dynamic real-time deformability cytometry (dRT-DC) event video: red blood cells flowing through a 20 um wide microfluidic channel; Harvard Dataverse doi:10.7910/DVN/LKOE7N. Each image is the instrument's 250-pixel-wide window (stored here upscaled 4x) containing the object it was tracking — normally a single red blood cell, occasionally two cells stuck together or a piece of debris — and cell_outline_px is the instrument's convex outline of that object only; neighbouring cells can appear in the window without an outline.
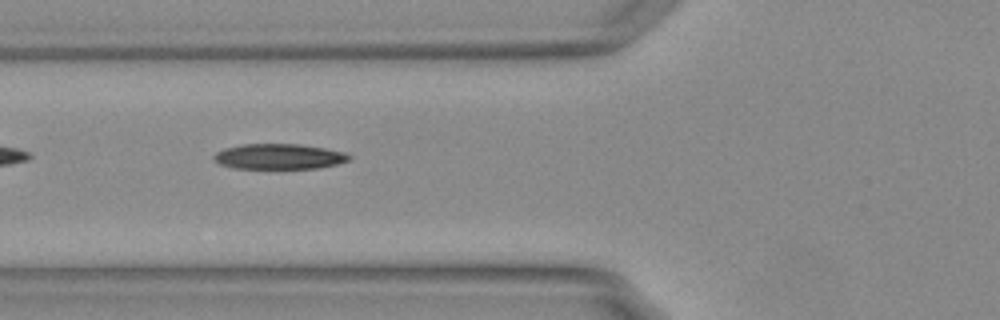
{"species": "Egyptian fruit bat (a non-hibernating species)", "species_latin": "Rousettus aegyptiacus", "temperature_condition": "warm", "stored_images_in_passage": 34, "camera_frame_rate_fps": 3000, "um_per_image_px": 0.085, "animal": {"sex": "female"}, "frame": {"image": 1, "passage_image": 6, "time_ms": 1.667, "image_size_px": [1000, 320], "cell_outline_px": [[352, 156], [348, 160], [336, 164], [320, 168], [232, 168], [220, 164], [212, 156], [216, 152], [224, 148], [240, 144], [300, 144], [324, 148], [344, 152]], "centroid_in_image_um": [23.7, 13.3], "position_along_channel_um": 102.1, "area_um2": 19.94}, "authors_computed_cell_mechanics": {"area_um2": 20.4323, "velocity_mm_per_s": 3.7708, "shape_relaxation_time_tau1_ms": 5.0597, "shape_relaxation_time_tau2_ms": 3.468, "deformation_change_tau1": 0.1833, "deformation_change_tau2": 0.1075}}